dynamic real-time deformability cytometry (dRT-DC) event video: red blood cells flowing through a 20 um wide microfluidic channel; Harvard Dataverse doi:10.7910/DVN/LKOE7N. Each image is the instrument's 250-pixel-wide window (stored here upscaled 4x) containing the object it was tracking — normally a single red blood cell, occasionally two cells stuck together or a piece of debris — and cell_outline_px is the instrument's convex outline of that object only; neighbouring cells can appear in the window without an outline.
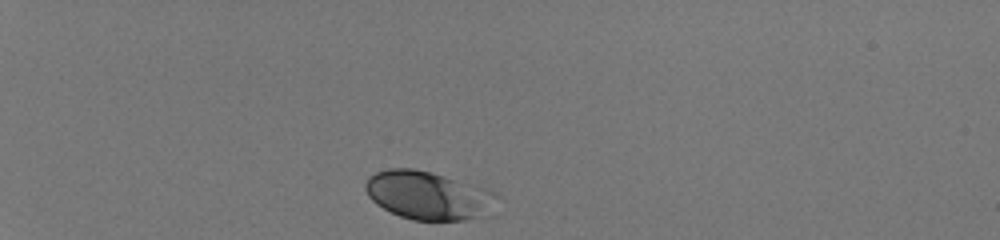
{"species": "human", "species_latin": "Homo sapiens", "temperature_condition": "room temperature", "stored_images_in_passage": 34, "camera_frame_rate_fps": 3000, "um_per_image_px": 0.085, "donor": {"sex": "male"}, "frame": {"image": 1, "passage_image": 1, "time_ms": 0.0, "image_size_px": [1000, 240], "cell_outline_px": [[500, 196], [492, 216], [464, 220], [412, 220], [400, 216], [376, 204], [368, 196], [364, 188], [364, 184], [368, 176], [376, 172], [388, 168], [412, 168], [432, 172], [488, 188], [496, 192]], "centroid_in_image_um": [36.49, 16.61], "position_along_channel_um": 48.5, "area_um2": 37.97}}
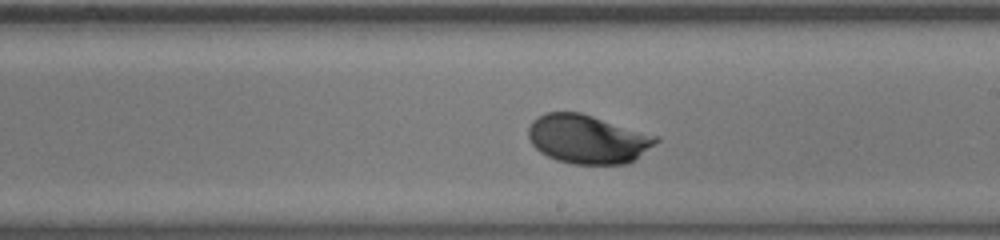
{"frame": {"image": 2, "passage_image": 20, "time_ms": 6.333, "image_size_px": [1000, 240], "cell_outline_px": [[660, 140], [628, 164], [572, 164], [556, 160], [540, 152], [532, 144], [528, 136], [528, 128], [532, 120], [544, 112], [580, 112], [660, 136]], "centroid_in_image_um": [49.94, 11.82], "position_along_channel_um": 239.1, "area_um2": 36.41}}
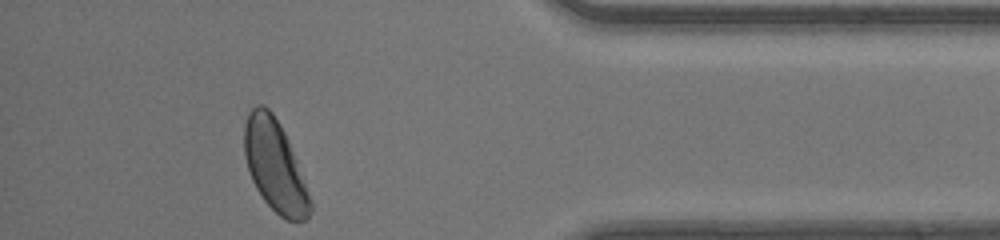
{"frame": {"image": 3, "passage_image": 34, "time_ms": 11.0, "image_size_px": [1000, 240], "cell_outline_px": [[312, 212], [304, 220], [288, 220], [280, 216], [264, 200], [256, 188], [252, 180], [244, 156], [244, 124], [248, 112], [256, 104], [264, 104], [272, 112], [284, 132], [288, 140], [304, 180], [312, 204]], "centroid_in_image_um": [23.34, 14.07], "position_along_channel_um": 411.9, "area_um2": 34.8}, "authors_computed_cell_mechanics": {"area_um2": 35.0268, "velocity_mm_per_s": 4.1157, "shape_relaxation_time_tau1_ms": 1.4786, "shape_relaxation_time_tau2_ms": null, "deformation_change_tau1": 0.0927, "deformation_change_tau2": null}}